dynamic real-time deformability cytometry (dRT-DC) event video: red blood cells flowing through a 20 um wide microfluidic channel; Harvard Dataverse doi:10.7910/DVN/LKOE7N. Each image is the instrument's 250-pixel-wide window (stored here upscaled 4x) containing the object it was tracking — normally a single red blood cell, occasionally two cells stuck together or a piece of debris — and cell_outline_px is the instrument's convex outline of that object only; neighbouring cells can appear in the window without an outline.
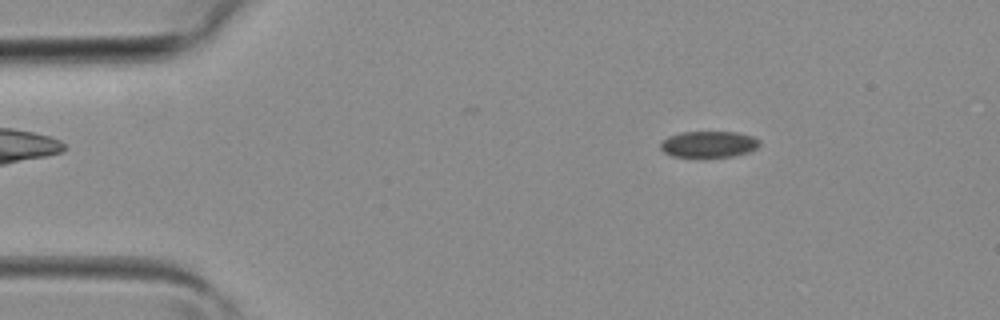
{"species": "common noctule bat (a hibernating species)", "species_latin": "Nyctalus noctula", "temperature_condition": "room temperature", "stored_images_in_passage": 4, "camera_frame_rate_fps": 3000, "um_per_image_px": 0.085, "animal": {"sex": "female", "body_mass_g": 19.3, "forearm_length_mm": 54.1}, "frame": {"image": 1, "passage_image": 1, "time_ms": 0.0, "image_size_px": [1000, 320], "cell_outline_px": [[760, 144], [756, 148], [748, 152], [732, 156], [672, 156], [664, 152], [660, 148], [660, 144], [668, 136], [680, 132], [736, 132], [752, 136], [760, 140]], "centroid_in_image_um": [60.24, 12.24], "position_along_channel_um": 24.8, "area_um2": 14.97}}
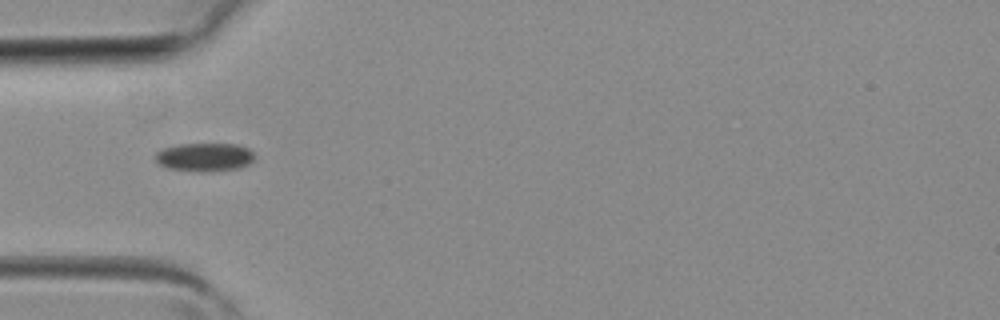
{"frame": {"image": 2, "passage_image": 3, "time_ms": 0.667, "image_size_px": [1000, 320], "cell_outline_px": [[256, 156], [248, 164], [240, 168], [212, 172], [200, 172], [168, 168], [160, 164], [156, 160], [156, 152], [164, 148], [180, 144], [236, 144], [248, 148]], "centroid_in_image_um": [17.42, 13.36], "position_along_channel_um": 67.6, "area_um2": 16.47}}
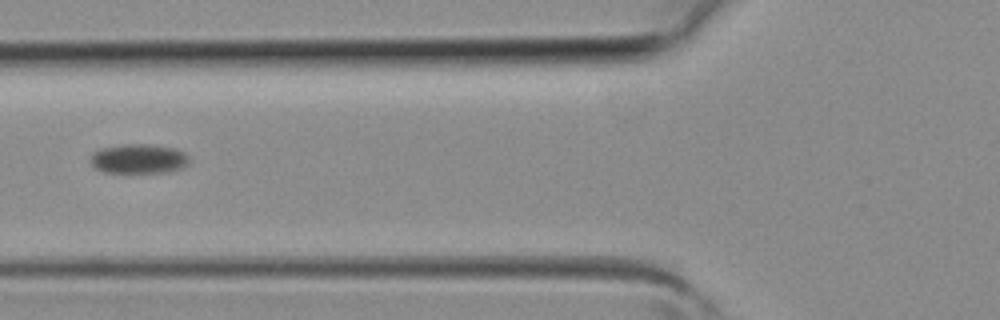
{"frame": {"image": 3, "passage_image": 4, "time_ms": 1.0, "image_size_px": [1000, 320], "cell_outline_px": [[188, 164], [184, 168], [172, 172], [104, 172], [96, 168], [88, 160], [92, 152], [100, 148], [124, 144], [148, 144], [176, 148], [184, 152], [188, 156]], "centroid_in_image_um": [11.79, 13.49], "position_along_channel_um": 114.0, "area_um2": 17.22}}